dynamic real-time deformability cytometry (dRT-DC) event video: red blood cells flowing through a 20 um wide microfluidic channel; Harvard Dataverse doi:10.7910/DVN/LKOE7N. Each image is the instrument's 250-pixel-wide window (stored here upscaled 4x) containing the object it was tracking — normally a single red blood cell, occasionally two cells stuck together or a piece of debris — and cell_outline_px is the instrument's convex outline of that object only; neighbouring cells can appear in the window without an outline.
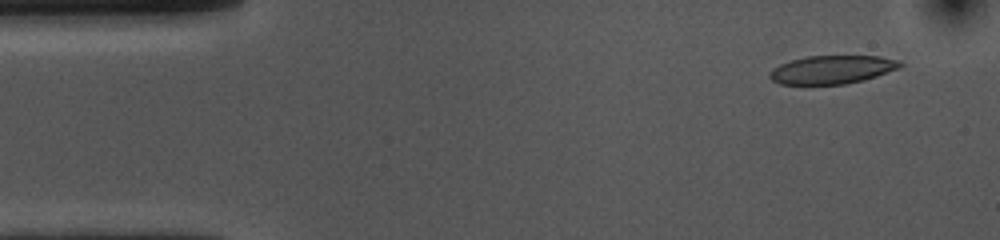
{"species": "common noctule bat (a hibernating species)", "species_latin": "Nyctalus noctula", "temperature_condition": "cold", "stored_images_in_passage": 52, "camera_frame_rate_fps": 3000, "um_per_image_px": 0.085, "animal": {"sex": "female", "body_mass_g": 10.0, "forearm_length_mm": 53.1}, "frame": {"image": 1, "passage_image": 3, "time_ms": 0.667, "image_size_px": [1000, 240], "cell_outline_px": [[904, 64], [900, 68], [864, 80], [844, 84], [780, 84], [772, 80], [768, 76], [768, 72], [772, 68], [780, 64], [804, 56], [880, 56], [900, 60]], "centroid_in_image_um": [70.73, 5.91], "position_along_channel_um": 14.3, "area_um2": 21.68}}
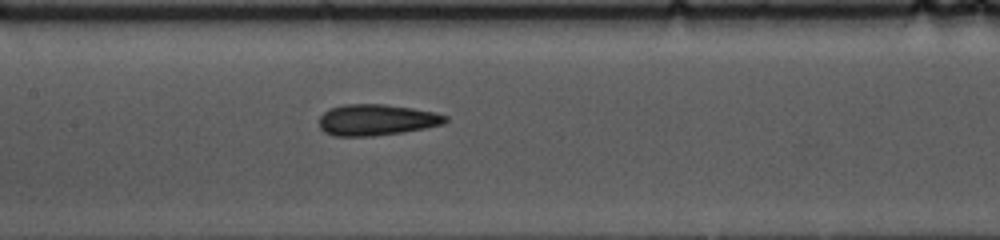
{"frame": {"image": 2, "passage_image": 23, "time_ms": 7.333, "image_size_px": [1000, 240], "cell_outline_px": [[448, 120], [444, 124], [404, 132], [372, 136], [336, 136], [324, 132], [320, 128], [320, 116], [328, 108], [344, 104], [384, 104], [412, 108], [432, 112], [448, 116]], "centroid_in_image_um": [31.99, 10.19], "position_along_channel_um": 175.4, "area_um2": 22.95}}
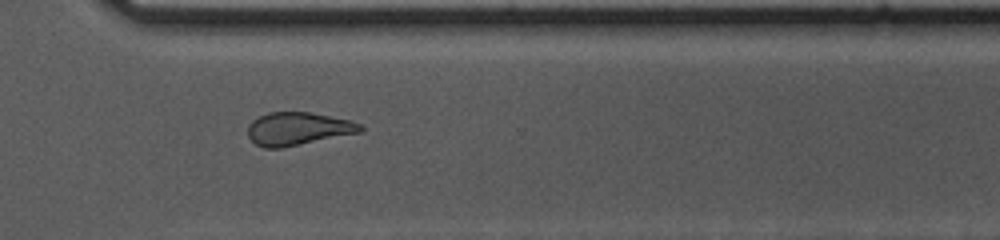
{"frame": {"image": 3, "passage_image": 37, "time_ms": 12.0, "image_size_px": [1000, 240], "cell_outline_px": [[364, 128], [360, 132], [280, 148], [264, 148], [256, 144], [248, 136], [248, 124], [252, 120], [268, 112], [312, 112], [352, 120], [360, 124]], "centroid_in_image_um": [25.32, 10.93], "position_along_channel_um": 345.3, "area_um2": 21.56}, "authors_computed_cell_mechanics": {"area_um2": 22.8021, "velocity_mm_per_s": 3.6487, "shape_relaxation_time_tau1_ms": 11.0895, "shape_relaxation_time_tau2_ms": 3.0692, "deformation_change_tau1": 0.2227, "deformation_change_tau2": 0.1082}}